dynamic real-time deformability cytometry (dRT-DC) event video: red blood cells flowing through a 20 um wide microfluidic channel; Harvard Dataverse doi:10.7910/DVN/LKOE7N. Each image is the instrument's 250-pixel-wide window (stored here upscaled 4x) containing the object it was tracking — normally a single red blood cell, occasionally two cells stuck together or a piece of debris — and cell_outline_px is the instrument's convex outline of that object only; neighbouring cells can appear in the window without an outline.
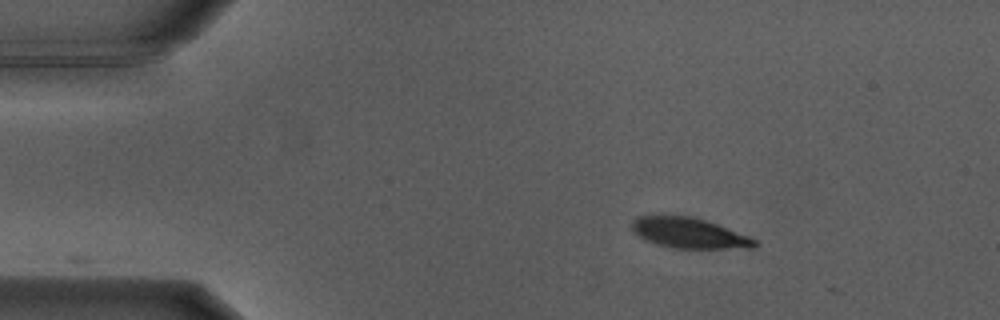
{"species": "Egyptian fruit bat (a non-hibernating species)", "species_latin": "Rousettus aegyptiacus", "temperature_condition": "warm", "stored_images_in_passage": 2, "camera_frame_rate_fps": 3000, "um_per_image_px": 0.085, "animal": {"sex": "male"}, "frame": {"image": 1, "passage_image": 1, "time_ms": 0.0, "image_size_px": [1000, 320], "cell_outline_px": [[756, 244], [752, 248], [672, 248], [644, 240], [632, 228], [632, 220], [636, 216], [692, 216], [716, 224], [748, 236], [756, 240]], "centroid_in_image_um": [58.54, 19.81], "position_along_channel_um": 26.5, "area_um2": 21.33}}